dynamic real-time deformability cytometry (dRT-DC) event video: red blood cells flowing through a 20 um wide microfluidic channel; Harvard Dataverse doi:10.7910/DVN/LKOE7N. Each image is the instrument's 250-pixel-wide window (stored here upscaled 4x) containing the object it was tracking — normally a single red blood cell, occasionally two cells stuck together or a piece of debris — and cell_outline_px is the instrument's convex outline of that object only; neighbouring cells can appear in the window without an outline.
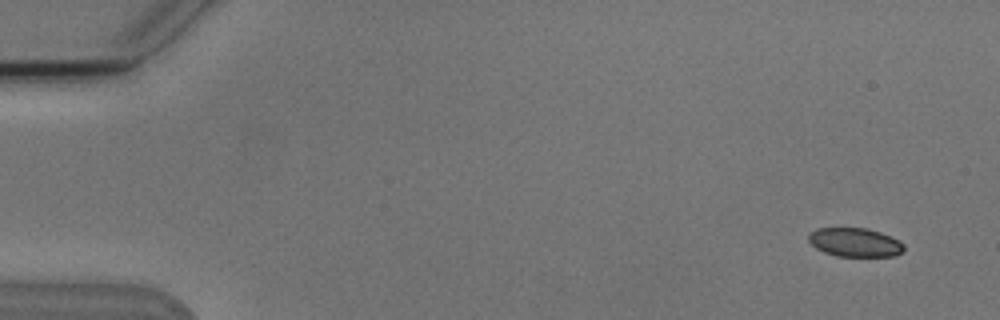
{"species": "Egyptian fruit bat (a non-hibernating species)", "species_latin": "Rousettus aegyptiacus", "temperature_condition": "cold", "stored_images_in_passage": 5, "camera_frame_rate_fps": 3000, "um_per_image_px": 0.085, "animal": {"sex": "male"}, "frame": {"image": 1, "passage_image": 1, "time_ms": 0.0, "image_size_px": [1000, 320], "cell_outline_px": [[904, 252], [896, 256], [836, 256], [824, 252], [816, 248], [808, 240], [808, 236], [816, 228], [868, 228], [880, 232], [900, 240], [904, 244]], "centroid_in_image_um": [72.71, 20.6], "position_along_channel_um": 12.3, "area_um2": 16.13}}
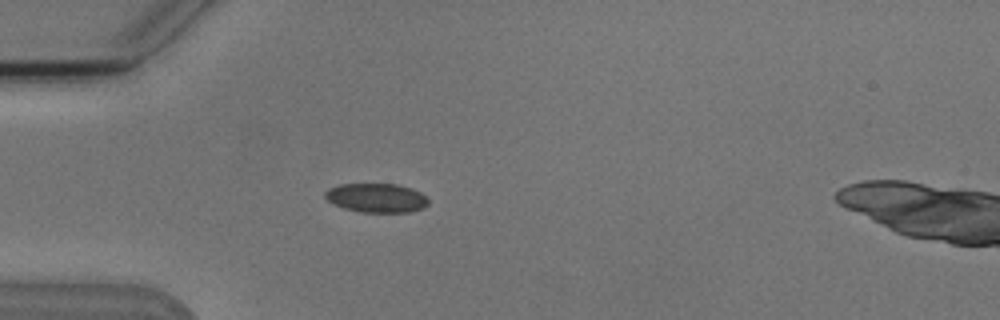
{"frame": {"image": 2, "passage_image": 4, "time_ms": 4.333, "image_size_px": [1000, 320], "cell_outline_px": [[428, 204], [424, 208], [412, 212], [360, 212], [344, 208], [328, 200], [324, 196], [324, 192], [328, 188], [340, 184], [396, 184], [412, 188], [420, 192], [428, 200]], "centroid_in_image_um": [32.01, 16.82], "position_along_channel_um": 53.0, "area_um2": 17.51}}